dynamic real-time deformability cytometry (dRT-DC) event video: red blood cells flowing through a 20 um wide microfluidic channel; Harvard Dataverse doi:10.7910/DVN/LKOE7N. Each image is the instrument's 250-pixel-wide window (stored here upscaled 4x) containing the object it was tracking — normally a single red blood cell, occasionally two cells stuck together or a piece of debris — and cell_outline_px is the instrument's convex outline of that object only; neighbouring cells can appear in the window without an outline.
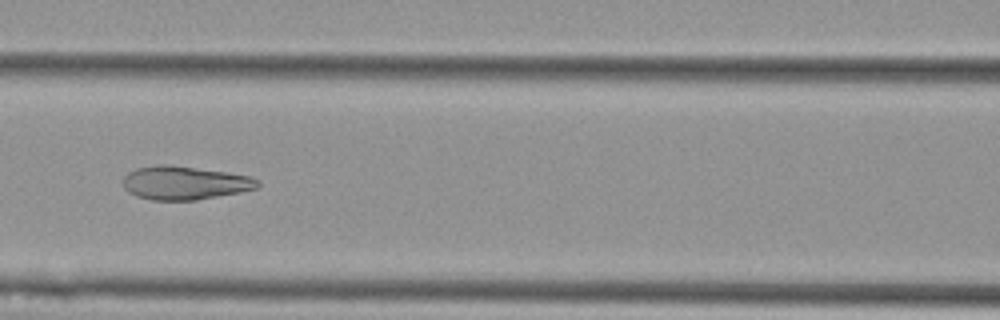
{"species": "Egyptian fruit bat (a non-hibernating species)", "species_latin": "Rousettus aegyptiacus", "temperature_condition": "cold", "stored_images_in_passage": 6, "camera_frame_rate_fps": 3000, "um_per_image_px": 0.085, "animal": {"sex": "female"}, "frame": {"image": 1, "passage_image": 3, "time_ms": 0.667, "image_size_px": [1000, 320], "cell_outline_px": [[260, 184], [256, 188], [240, 192], [196, 200], [152, 200], [136, 196], [128, 192], [124, 188], [124, 176], [128, 172], [136, 168], [156, 164], [168, 164], [228, 172], [248, 176], [260, 180]], "centroid_in_image_um": [15.68, 15.54], "position_along_channel_um": 150.9, "area_um2": 26.36}}
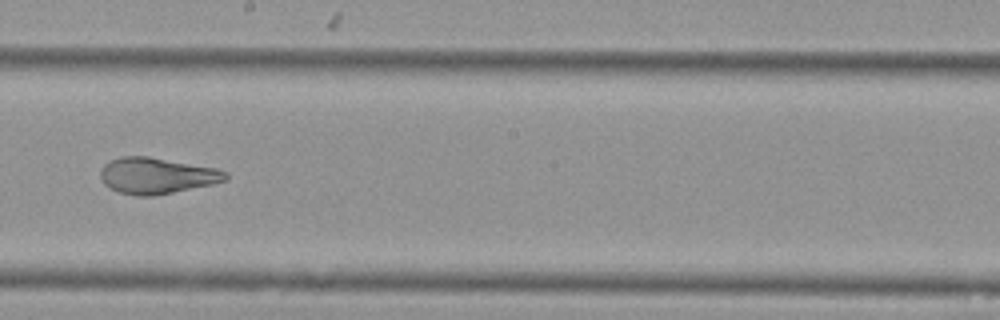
{"frame": {"image": 2, "passage_image": 5, "time_ms": 1.333, "image_size_px": [1000, 320], "cell_outline_px": [[228, 180], [212, 184], [152, 196], [136, 196], [120, 192], [108, 188], [104, 184], [100, 176], [100, 168], [104, 164], [120, 156], [148, 156], [216, 168], [228, 172]], "centroid_in_image_um": [13.3, 14.93], "position_along_channel_um": 234.9, "area_um2": 26.36}}
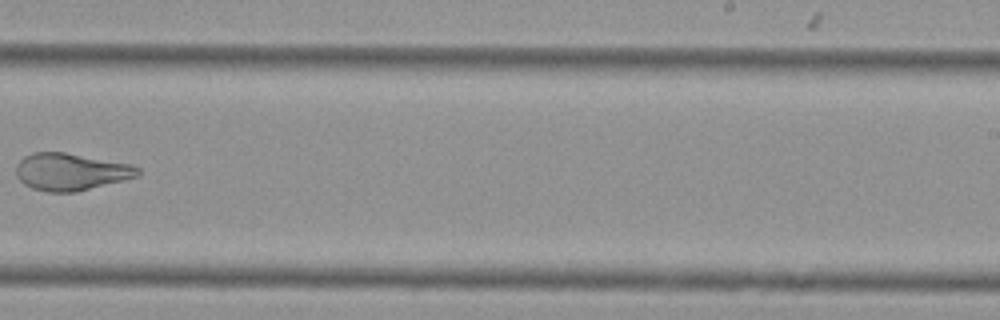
{"frame": {"image": 3, "passage_image": 6, "time_ms": 1.667, "image_size_px": [1000, 320], "cell_outline_px": [[140, 176], [76, 192], [48, 192], [32, 188], [24, 184], [16, 176], [16, 164], [24, 156], [32, 152], [64, 152], [132, 164], [140, 168]], "centroid_in_image_um": [6.02, 14.6], "position_along_channel_um": 283.0, "area_um2": 26.53}}